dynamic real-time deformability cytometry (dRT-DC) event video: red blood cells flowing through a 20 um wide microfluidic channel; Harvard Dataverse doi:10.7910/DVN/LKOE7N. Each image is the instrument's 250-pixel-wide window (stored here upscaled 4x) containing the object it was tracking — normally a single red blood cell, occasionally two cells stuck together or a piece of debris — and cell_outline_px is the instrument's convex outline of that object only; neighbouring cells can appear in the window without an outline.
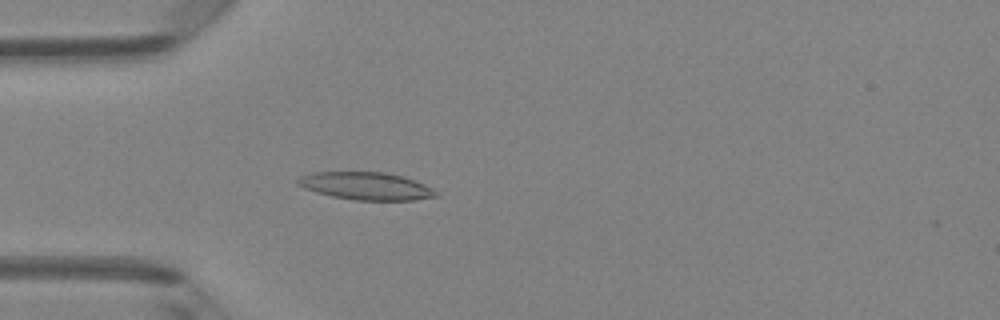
{"species": "Egyptian fruit bat (a non-hibernating species)", "species_latin": "Rousettus aegyptiacus", "temperature_condition": "room temperature", "stored_images_in_passage": 45, "camera_frame_rate_fps": 3000, "um_per_image_px": 0.085, "animal": {"sex": "female"}, "frame": {"image": 1, "passage_image": 11, "time_ms": 3.333, "image_size_px": [1000, 320], "cell_outline_px": [[440, 196], [416, 200], [356, 200], [332, 196], [316, 192], [304, 188], [296, 184], [296, 180], [300, 176], [312, 172], [384, 172], [400, 176], [424, 184], [440, 192]], "centroid_in_image_um": [31.12, 15.82], "position_along_channel_um": 53.9, "area_um2": 22.25}}
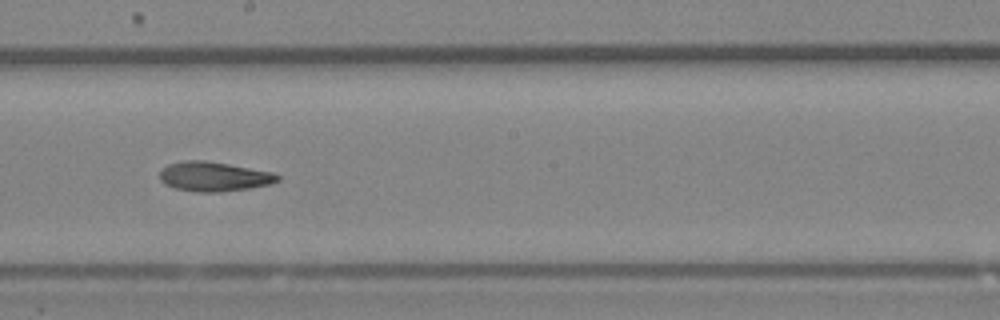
{"frame": {"image": 2, "passage_image": 24, "time_ms": 7.667, "image_size_px": [1000, 320], "cell_outline_px": [[280, 180], [272, 184], [248, 188], [220, 192], [196, 192], [176, 188], [164, 184], [160, 180], [160, 172], [168, 164], [184, 160], [204, 160], [276, 172], [280, 176]], "centroid_in_image_um": [18.22, 15.0], "position_along_channel_um": 230.0, "area_um2": 20.4}}
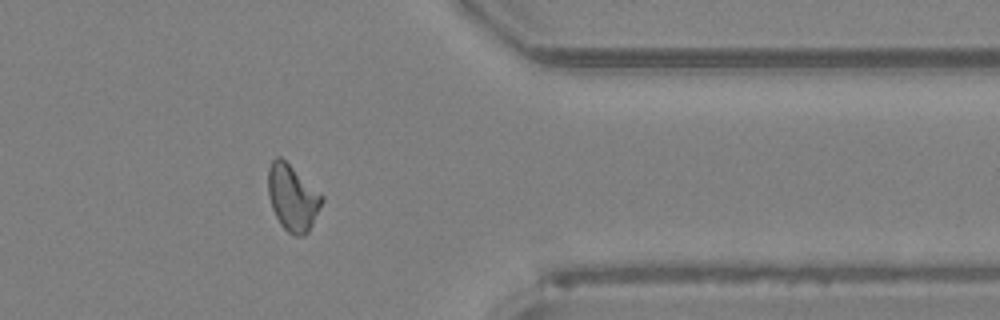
{"frame": {"image": 3, "passage_image": 36, "time_ms": 11.667, "image_size_px": [1000, 320], "cell_outline_px": [[324, 200], [308, 232], [304, 236], [296, 236], [288, 232], [280, 224], [272, 208], [268, 196], [268, 168], [272, 160], [276, 156], [280, 156], [320, 192], [324, 196]], "centroid_in_image_um": [24.86, 16.8], "position_along_channel_um": 386.5, "area_um2": 20.69}, "authors_computed_cell_mechanics": {"area_um2": 20.6924, "velocity_mm_per_s": 4.2458, "shape_relaxation_time_tau1_ms": 3.7615, "shape_relaxation_time_tau2_ms": 4.1408, "deformation_change_tau1": 0.1508, "deformation_change_tau2": 0.1258}}